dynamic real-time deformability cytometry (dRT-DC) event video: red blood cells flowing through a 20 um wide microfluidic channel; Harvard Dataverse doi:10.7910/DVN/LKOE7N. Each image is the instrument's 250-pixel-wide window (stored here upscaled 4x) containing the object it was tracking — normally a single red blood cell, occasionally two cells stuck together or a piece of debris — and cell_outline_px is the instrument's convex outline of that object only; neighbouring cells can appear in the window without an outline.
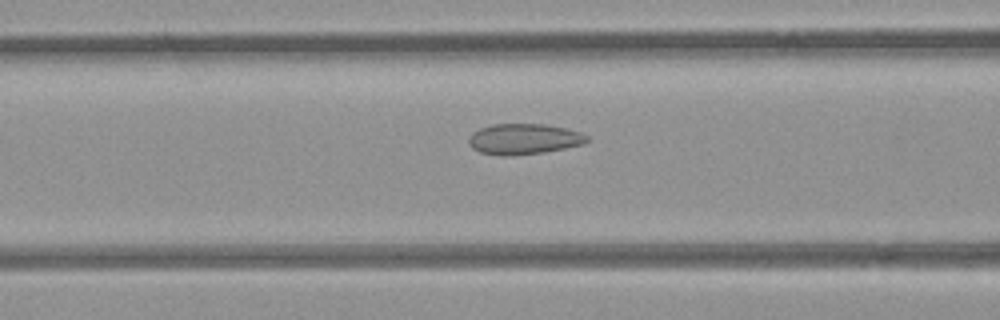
{"species": "common noctule bat (a hibernating species)", "species_latin": "Nyctalus noctula", "temperature_condition": "room temperature", "stored_images_in_passage": 38, "camera_frame_rate_fps": 3000, "um_per_image_px": 0.085, "animal": {"sex": "female", "body_mass_g": 21.9}, "frame": {"image": 1, "passage_image": 13, "time_ms": 4.0, "image_size_px": [1000, 320], "cell_outline_px": [[588, 140], [584, 144], [544, 152], [512, 156], [500, 156], [480, 152], [472, 148], [468, 144], [468, 140], [472, 132], [480, 128], [492, 124], [544, 124], [564, 128], [580, 132], [588, 136]], "centroid_in_image_um": [44.49, 11.82], "position_along_channel_um": 122.1, "area_um2": 21.21}}
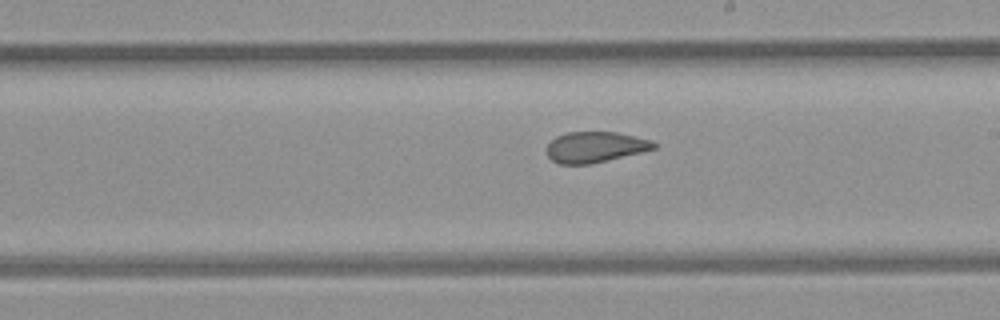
{"frame": {"image": 2, "passage_image": 22, "time_ms": 7.0, "image_size_px": [1000, 320], "cell_outline_px": [[656, 148], [640, 152], [588, 164], [560, 164], [552, 160], [548, 156], [548, 144], [556, 136], [564, 132], [616, 132], [652, 140], [656, 144]], "centroid_in_image_um": [50.57, 12.48], "position_along_channel_um": 238.4, "area_um2": 18.9}}
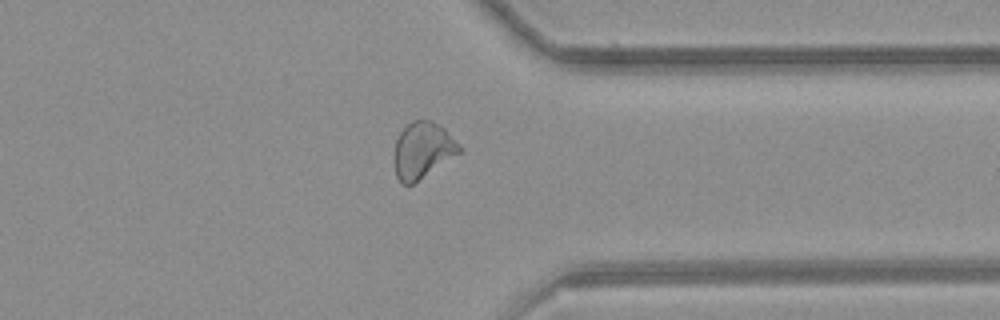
{"frame": {"image": 3, "passage_image": 33, "time_ms": 10.667, "image_size_px": [1000, 320], "cell_outline_px": [[464, 148], [460, 152], [412, 184], [400, 184], [396, 176], [392, 160], [396, 140], [400, 132], [412, 120], [432, 120], [444, 128]], "centroid_in_image_um": [35.89, 12.76], "position_along_channel_um": 375.5, "area_um2": 21.39}, "authors_computed_cell_mechanics": {"area_um2": 20.808, "velocity_mm_per_s": 3.872, "shape_relaxation_time_tau1_ms": null, "shape_relaxation_time_tau2_ms": 1.4634, "deformation_change_tau1": null, "deformation_change_tau2": 0.0561}}